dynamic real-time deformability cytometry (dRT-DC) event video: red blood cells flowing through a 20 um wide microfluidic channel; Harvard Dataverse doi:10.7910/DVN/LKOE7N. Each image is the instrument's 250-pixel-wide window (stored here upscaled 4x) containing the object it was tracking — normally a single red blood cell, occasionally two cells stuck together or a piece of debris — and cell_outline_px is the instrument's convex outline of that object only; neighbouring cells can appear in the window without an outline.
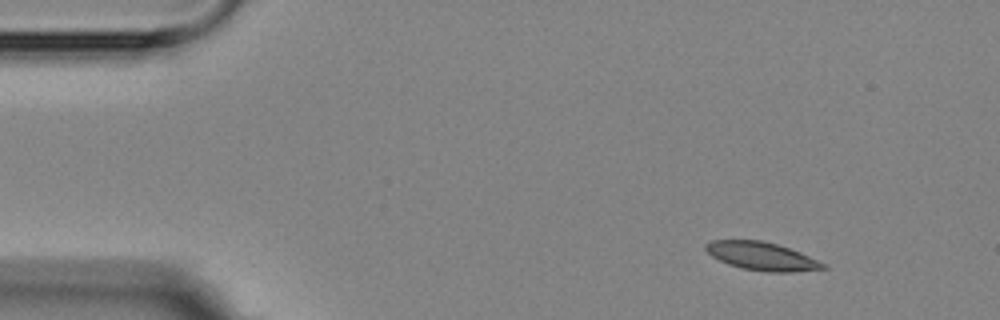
{"species": "Egyptian fruit bat (a non-hibernating species)", "species_latin": "Rousettus aegyptiacus", "temperature_condition": "room temperature", "stored_images_in_passage": 5, "camera_frame_rate_fps": 3000, "um_per_image_px": 0.085, "animal": {"sex": "female"}, "frame": {"image": 1, "passage_image": 1, "time_ms": 0.0, "image_size_px": [1000, 320], "cell_outline_px": [[828, 268], [792, 272], [768, 272], [744, 268], [728, 264], [712, 256], [704, 248], [704, 244], [712, 240], [760, 240], [776, 244], [800, 252], [824, 264]], "centroid_in_image_um": [64.72, 21.77], "position_along_channel_um": 20.3, "area_um2": 18.96}}
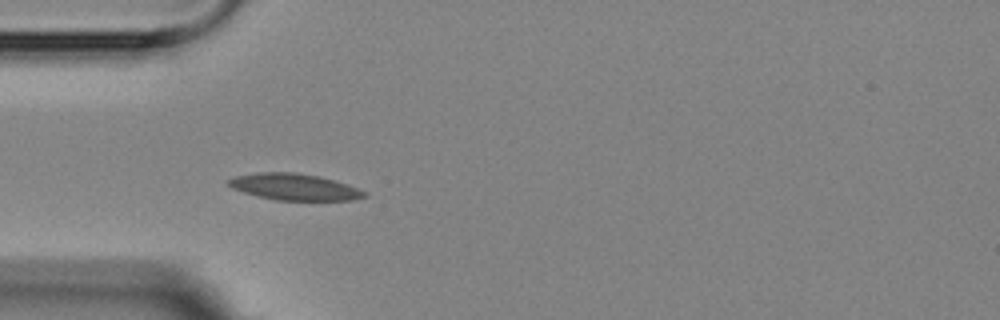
{"frame": {"image": 2, "passage_image": 4, "time_ms": 3.333, "image_size_px": [1000, 320], "cell_outline_px": [[368, 196], [352, 200], [276, 200], [244, 192], [232, 188], [228, 184], [228, 180], [236, 176], [256, 172], [296, 172], [316, 176], [348, 184], [368, 192]], "centroid_in_image_um": [25.05, 15.89], "position_along_channel_um": 59.9, "area_um2": 20.81}}
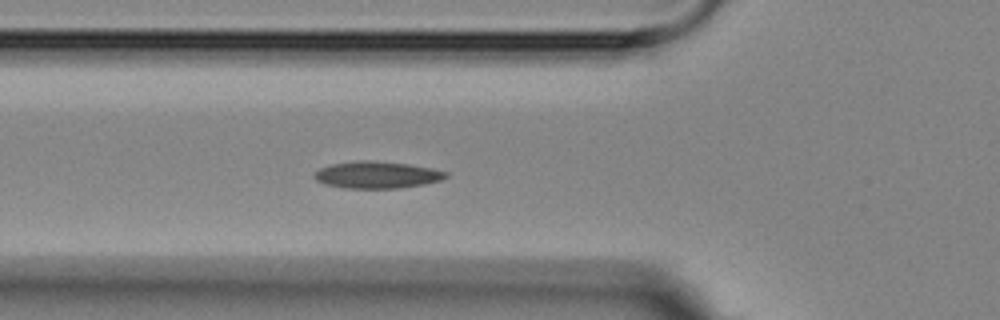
{"frame": {"image": 3, "passage_image": 5, "time_ms": 4.333, "image_size_px": [1000, 320], "cell_outline_px": [[448, 176], [440, 180], [424, 184], [400, 188], [344, 188], [324, 184], [316, 180], [316, 172], [320, 168], [332, 164], [356, 160], [368, 160], [408, 164], [432, 168], [448, 172]], "centroid_in_image_um": [32.06, 14.86], "position_along_channel_um": 93.7, "area_um2": 20.52}}